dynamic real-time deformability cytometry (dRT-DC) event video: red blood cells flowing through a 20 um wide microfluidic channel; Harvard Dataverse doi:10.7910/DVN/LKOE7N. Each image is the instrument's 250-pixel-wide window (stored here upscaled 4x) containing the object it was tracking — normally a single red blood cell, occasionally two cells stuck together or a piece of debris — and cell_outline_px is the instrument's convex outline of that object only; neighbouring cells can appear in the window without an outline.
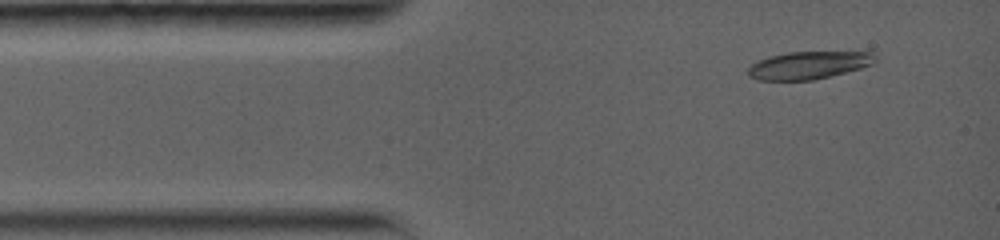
{"species": "common noctule bat (a hibernating species)", "species_latin": "Nyctalus noctula", "temperature_condition": "warm", "stored_images_in_passage": 4, "camera_frame_rate_fps": 5000, "um_per_image_px": 0.085, "animal": {"sex": "female", "body_mass_g": 19.0, "forearm_length_mm": 56.7}, "frame": {"image": 1, "passage_image": 1, "time_ms": 0.0, "image_size_px": [1000, 240], "cell_outline_px": [[876, 60], [872, 64], [860, 68], [812, 80], [760, 80], [748, 76], [748, 68], [752, 64], [768, 56], [788, 52], [872, 52], [876, 56]], "centroid_in_image_um": [68.71, 5.53], "position_along_channel_um": 16.3, "area_um2": 20.23}}
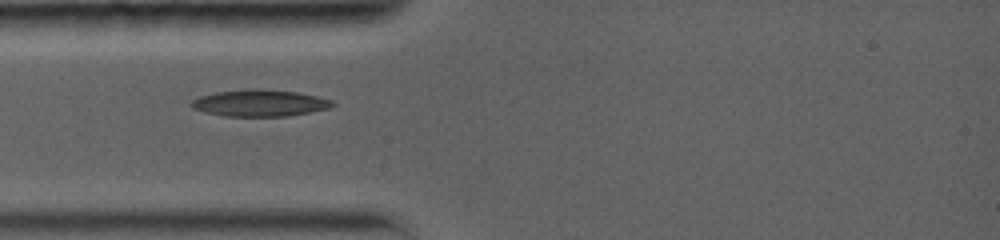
{"frame": {"image": 2, "passage_image": 3, "time_ms": 2.4, "image_size_px": [1000, 240], "cell_outline_px": [[336, 104], [328, 108], [288, 116], [224, 116], [204, 112], [192, 108], [188, 104], [192, 100], [200, 96], [216, 92], [252, 88], [256, 88], [296, 92], [316, 96], [332, 100]], "centroid_in_image_um": [22.03, 8.75], "position_along_channel_um": 63.0, "area_um2": 21.91}}
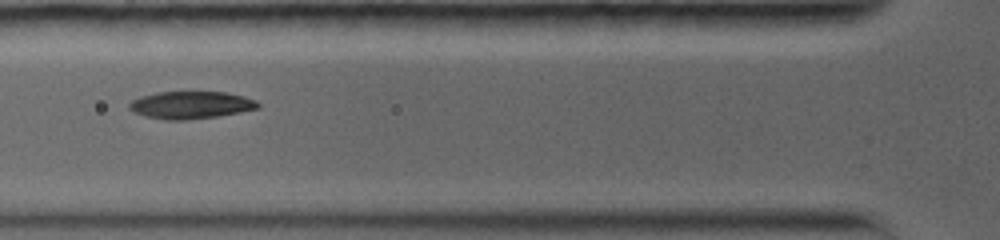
{"frame": {"image": 3, "passage_image": 4, "time_ms": 3.6, "image_size_px": [1000, 240], "cell_outline_px": [[260, 108], [240, 112], [216, 116], [184, 120], [164, 120], [148, 116], [136, 112], [128, 108], [128, 104], [132, 100], [140, 96], [156, 92], [224, 92], [244, 96], [256, 100], [260, 104]], "centroid_in_image_um": [16.23, 8.92], "position_along_channel_um": 109.6, "area_um2": 20.46}}